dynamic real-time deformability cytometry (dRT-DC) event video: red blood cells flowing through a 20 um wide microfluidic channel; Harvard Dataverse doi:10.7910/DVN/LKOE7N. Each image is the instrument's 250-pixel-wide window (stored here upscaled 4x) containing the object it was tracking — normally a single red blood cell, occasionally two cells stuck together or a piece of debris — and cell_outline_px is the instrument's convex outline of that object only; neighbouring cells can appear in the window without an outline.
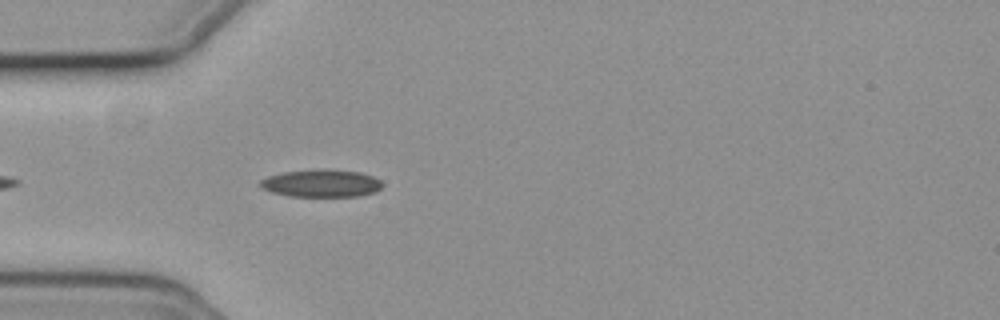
{"species": "common noctule bat (a hibernating species)", "species_latin": "Nyctalus noctula", "temperature_condition": "cold", "stored_images_in_passage": 22, "camera_frame_rate_fps": 3000, "um_per_image_px": 0.085, "animal": {"sex": "female", "body_mass_g": 19.3, "forearm_length_mm": 54.1}, "frame": {"image": 1, "passage_image": 4, "time_ms": 1.0, "image_size_px": [1000, 320], "cell_outline_px": [[384, 184], [376, 192], [360, 196], [288, 196], [272, 192], [260, 188], [260, 180], [268, 176], [284, 172], [320, 168], [324, 168], [360, 172], [372, 176], [380, 180]], "centroid_in_image_um": [27.32, 15.57], "position_along_channel_um": 57.7, "area_um2": 19.83}}
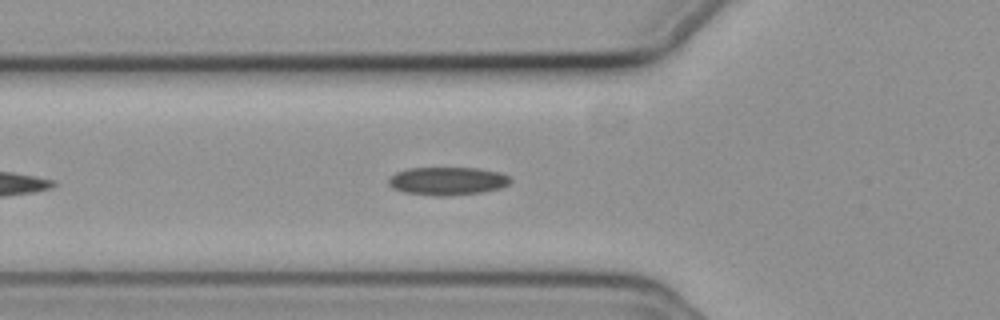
{"frame": {"image": 2, "passage_image": 7, "time_ms": 2.0, "image_size_px": [1000, 320], "cell_outline_px": [[512, 180], [508, 184], [500, 188], [484, 192], [448, 196], [436, 196], [404, 192], [392, 188], [388, 184], [388, 180], [396, 172], [408, 168], [480, 168], [500, 172], [508, 176]], "centroid_in_image_um": [38.04, 15.39], "position_along_channel_um": 87.8, "area_um2": 20.06}}
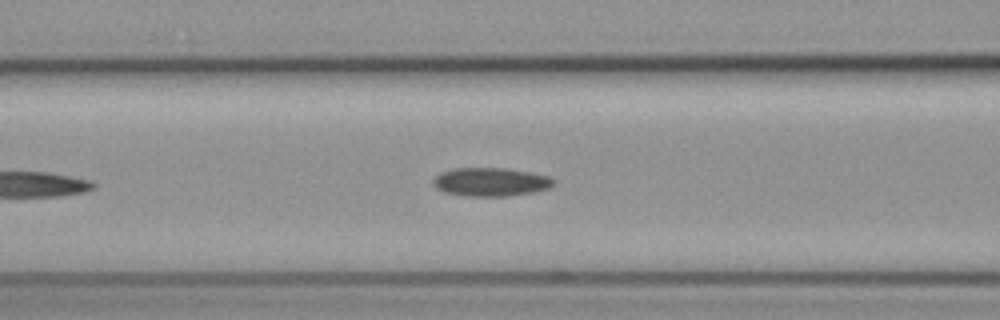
{"frame": {"image": 3, "passage_image": 10, "time_ms": 3.0, "image_size_px": [1000, 320], "cell_outline_px": [[556, 184], [548, 188], [536, 192], [508, 196], [464, 196], [444, 192], [436, 188], [432, 184], [432, 180], [440, 172], [452, 168], [504, 168], [532, 172], [552, 176], [556, 180]], "centroid_in_image_um": [41.74, 15.46], "position_along_channel_um": 124.9, "area_um2": 20.46}}